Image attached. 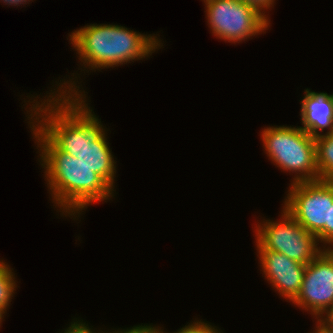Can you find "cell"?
Masks as SVG:
<instances>
[{
	"mask_svg": "<svg viewBox=\"0 0 333 333\" xmlns=\"http://www.w3.org/2000/svg\"><path fill=\"white\" fill-rule=\"evenodd\" d=\"M260 135L269 159L283 171L296 174L292 184L319 180L315 137L301 127L284 125L266 127Z\"/></svg>",
	"mask_w": 333,
	"mask_h": 333,
	"instance_id": "4",
	"label": "cell"
},
{
	"mask_svg": "<svg viewBox=\"0 0 333 333\" xmlns=\"http://www.w3.org/2000/svg\"><path fill=\"white\" fill-rule=\"evenodd\" d=\"M317 324L314 332L311 333H333V324L322 318H317Z\"/></svg>",
	"mask_w": 333,
	"mask_h": 333,
	"instance_id": "16",
	"label": "cell"
},
{
	"mask_svg": "<svg viewBox=\"0 0 333 333\" xmlns=\"http://www.w3.org/2000/svg\"><path fill=\"white\" fill-rule=\"evenodd\" d=\"M1 1H3L4 3H6V5H8L9 4V6L10 5H14V6H18L19 4H24V5H26L27 4V2H28V4H29V2L31 1V0H0V2ZM26 3V4H25Z\"/></svg>",
	"mask_w": 333,
	"mask_h": 333,
	"instance_id": "20",
	"label": "cell"
},
{
	"mask_svg": "<svg viewBox=\"0 0 333 333\" xmlns=\"http://www.w3.org/2000/svg\"><path fill=\"white\" fill-rule=\"evenodd\" d=\"M69 36L82 65L92 71L149 57L163 46L154 34L144 35L112 24H90L75 30Z\"/></svg>",
	"mask_w": 333,
	"mask_h": 333,
	"instance_id": "3",
	"label": "cell"
},
{
	"mask_svg": "<svg viewBox=\"0 0 333 333\" xmlns=\"http://www.w3.org/2000/svg\"><path fill=\"white\" fill-rule=\"evenodd\" d=\"M214 36L239 43L268 30L270 20L254 6L240 0H203Z\"/></svg>",
	"mask_w": 333,
	"mask_h": 333,
	"instance_id": "6",
	"label": "cell"
},
{
	"mask_svg": "<svg viewBox=\"0 0 333 333\" xmlns=\"http://www.w3.org/2000/svg\"><path fill=\"white\" fill-rule=\"evenodd\" d=\"M326 321L333 323V305L330 308V310L326 313L325 316H323Z\"/></svg>",
	"mask_w": 333,
	"mask_h": 333,
	"instance_id": "21",
	"label": "cell"
},
{
	"mask_svg": "<svg viewBox=\"0 0 333 333\" xmlns=\"http://www.w3.org/2000/svg\"><path fill=\"white\" fill-rule=\"evenodd\" d=\"M282 212L279 222L264 219L255 227L256 240L267 250L282 253L296 262L307 265L323 249L317 246L319 242L315 235L309 233L284 208Z\"/></svg>",
	"mask_w": 333,
	"mask_h": 333,
	"instance_id": "7",
	"label": "cell"
},
{
	"mask_svg": "<svg viewBox=\"0 0 333 333\" xmlns=\"http://www.w3.org/2000/svg\"><path fill=\"white\" fill-rule=\"evenodd\" d=\"M319 179L333 180V132L315 137Z\"/></svg>",
	"mask_w": 333,
	"mask_h": 333,
	"instance_id": "11",
	"label": "cell"
},
{
	"mask_svg": "<svg viewBox=\"0 0 333 333\" xmlns=\"http://www.w3.org/2000/svg\"><path fill=\"white\" fill-rule=\"evenodd\" d=\"M298 307L322 318L333 305V249L323 251L306 265L302 286L292 301Z\"/></svg>",
	"mask_w": 333,
	"mask_h": 333,
	"instance_id": "8",
	"label": "cell"
},
{
	"mask_svg": "<svg viewBox=\"0 0 333 333\" xmlns=\"http://www.w3.org/2000/svg\"><path fill=\"white\" fill-rule=\"evenodd\" d=\"M29 123L37 147H40V160L43 162L40 164L45 169L44 177L47 185L49 184L53 202L60 207L62 215L79 216L90 203L113 197L115 190L98 174L78 158L59 150L31 120Z\"/></svg>",
	"mask_w": 333,
	"mask_h": 333,
	"instance_id": "2",
	"label": "cell"
},
{
	"mask_svg": "<svg viewBox=\"0 0 333 333\" xmlns=\"http://www.w3.org/2000/svg\"><path fill=\"white\" fill-rule=\"evenodd\" d=\"M4 313L2 312V311H0V326H1V324H2V319H3V317H4V315H3Z\"/></svg>",
	"mask_w": 333,
	"mask_h": 333,
	"instance_id": "22",
	"label": "cell"
},
{
	"mask_svg": "<svg viewBox=\"0 0 333 333\" xmlns=\"http://www.w3.org/2000/svg\"><path fill=\"white\" fill-rule=\"evenodd\" d=\"M154 327L153 325H144L143 326V333H164L163 330H161L160 328ZM166 333V332H165Z\"/></svg>",
	"mask_w": 333,
	"mask_h": 333,
	"instance_id": "19",
	"label": "cell"
},
{
	"mask_svg": "<svg viewBox=\"0 0 333 333\" xmlns=\"http://www.w3.org/2000/svg\"><path fill=\"white\" fill-rule=\"evenodd\" d=\"M300 112L303 125L301 128L310 136L322 135L321 131L323 132L325 128H328L326 134L333 132V94L306 89Z\"/></svg>",
	"mask_w": 333,
	"mask_h": 333,
	"instance_id": "10",
	"label": "cell"
},
{
	"mask_svg": "<svg viewBox=\"0 0 333 333\" xmlns=\"http://www.w3.org/2000/svg\"><path fill=\"white\" fill-rule=\"evenodd\" d=\"M174 333H221L220 330H218L215 326L208 323H204L201 320L200 321H194L191 322L187 326L179 329L177 332Z\"/></svg>",
	"mask_w": 333,
	"mask_h": 333,
	"instance_id": "13",
	"label": "cell"
},
{
	"mask_svg": "<svg viewBox=\"0 0 333 333\" xmlns=\"http://www.w3.org/2000/svg\"><path fill=\"white\" fill-rule=\"evenodd\" d=\"M109 333H143V326L142 325H137V326H133L130 329H123V330H115L114 332H109Z\"/></svg>",
	"mask_w": 333,
	"mask_h": 333,
	"instance_id": "18",
	"label": "cell"
},
{
	"mask_svg": "<svg viewBox=\"0 0 333 333\" xmlns=\"http://www.w3.org/2000/svg\"><path fill=\"white\" fill-rule=\"evenodd\" d=\"M240 1H243L245 3H248L252 6H254L265 16H266L265 10H268L275 3V0H240Z\"/></svg>",
	"mask_w": 333,
	"mask_h": 333,
	"instance_id": "15",
	"label": "cell"
},
{
	"mask_svg": "<svg viewBox=\"0 0 333 333\" xmlns=\"http://www.w3.org/2000/svg\"><path fill=\"white\" fill-rule=\"evenodd\" d=\"M69 326L70 327L65 329L64 333H104L102 330L101 332H95V330H92L88 324L83 323L81 320H74Z\"/></svg>",
	"mask_w": 333,
	"mask_h": 333,
	"instance_id": "14",
	"label": "cell"
},
{
	"mask_svg": "<svg viewBox=\"0 0 333 333\" xmlns=\"http://www.w3.org/2000/svg\"><path fill=\"white\" fill-rule=\"evenodd\" d=\"M329 245L330 247H323V249L333 248V202H329Z\"/></svg>",
	"mask_w": 333,
	"mask_h": 333,
	"instance_id": "17",
	"label": "cell"
},
{
	"mask_svg": "<svg viewBox=\"0 0 333 333\" xmlns=\"http://www.w3.org/2000/svg\"><path fill=\"white\" fill-rule=\"evenodd\" d=\"M284 209L318 242L329 245V202H333V180L291 183Z\"/></svg>",
	"mask_w": 333,
	"mask_h": 333,
	"instance_id": "5",
	"label": "cell"
},
{
	"mask_svg": "<svg viewBox=\"0 0 333 333\" xmlns=\"http://www.w3.org/2000/svg\"><path fill=\"white\" fill-rule=\"evenodd\" d=\"M12 270L7 263L5 264V262L0 260V311L4 315L17 287L15 274H13Z\"/></svg>",
	"mask_w": 333,
	"mask_h": 333,
	"instance_id": "12",
	"label": "cell"
},
{
	"mask_svg": "<svg viewBox=\"0 0 333 333\" xmlns=\"http://www.w3.org/2000/svg\"><path fill=\"white\" fill-rule=\"evenodd\" d=\"M69 82L59 85L58 93L53 89L41 105L33 101V109L27 111L31 113L28 120L59 150L78 158L114 189L116 162L105 137L106 129L87 105L86 92L77 89L80 87L75 81Z\"/></svg>",
	"mask_w": 333,
	"mask_h": 333,
	"instance_id": "1",
	"label": "cell"
},
{
	"mask_svg": "<svg viewBox=\"0 0 333 333\" xmlns=\"http://www.w3.org/2000/svg\"><path fill=\"white\" fill-rule=\"evenodd\" d=\"M262 272L279 295L292 302L299 294L306 265L282 253L265 249L256 240Z\"/></svg>",
	"mask_w": 333,
	"mask_h": 333,
	"instance_id": "9",
	"label": "cell"
}]
</instances>
